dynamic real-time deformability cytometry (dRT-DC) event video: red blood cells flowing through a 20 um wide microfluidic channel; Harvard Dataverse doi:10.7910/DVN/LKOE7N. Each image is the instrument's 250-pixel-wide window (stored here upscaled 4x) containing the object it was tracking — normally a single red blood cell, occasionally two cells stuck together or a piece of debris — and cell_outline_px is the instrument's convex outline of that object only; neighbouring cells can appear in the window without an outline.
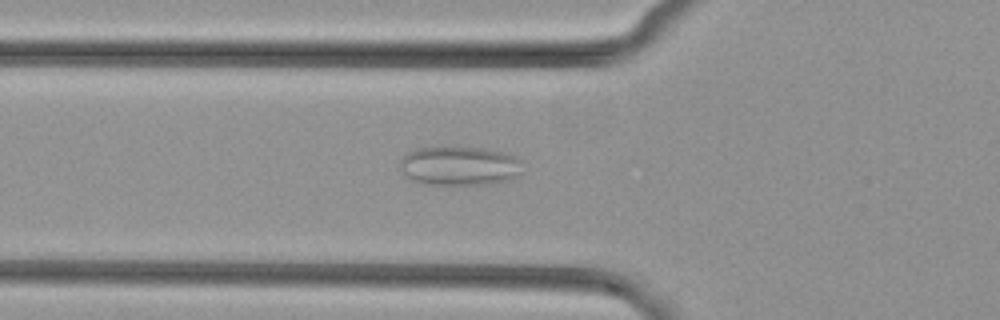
{"species": "common noctule bat (a hibernating species)", "species_latin": "Nyctalus noctula", "temperature_condition": "cold", "stored_images_in_passage": 53, "camera_frame_rate_fps": 3000, "um_per_image_px": 0.085, "animal": {"sex": "female", "body_mass_g": 29.2, "forearm_length_mm": 56.3}, "frame": {"image": 1, "passage_image": 20, "time_ms": 6.333, "image_size_px": [1000, 320], "cell_outline_px": [[520, 172], [516, 176], [508, 180], [488, 184], [424, 184], [412, 180], [400, 168], [400, 160], [408, 152], [416, 148], [484, 148], [504, 152], [516, 156], [520, 160]], "centroid_in_image_um": [39.06, 14.1], "position_along_channel_um": 86.7, "area_um2": 27.57}}
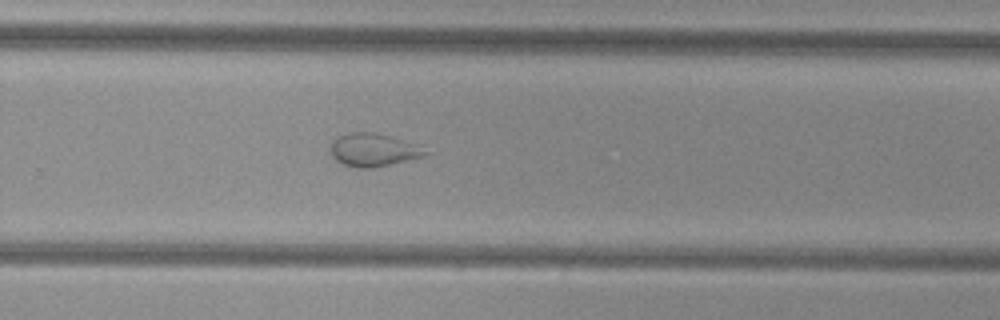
{"frame": {"image": 2, "passage_image": 36, "time_ms": 11.667, "image_size_px": [1000, 320], "cell_outline_px": [[432, 152], [424, 156], [372, 168], [356, 168], [344, 164], [336, 160], [332, 156], [332, 140], [348, 132], [376, 132], [392, 136]], "centroid_in_image_um": [31.72, 12.74], "position_along_channel_um": 298.1, "area_um2": 17.98}}
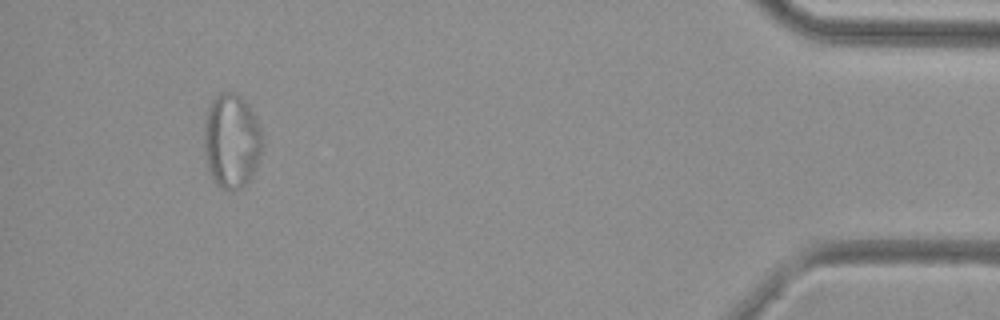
{"frame": {"image": 3, "passage_image": 50, "time_ms": 16.333, "image_size_px": [1000, 320], "cell_outline_px": [[260, 152], [252, 176], [240, 188], [232, 192], [216, 184], [208, 168], [204, 148], [204, 132], [208, 104], [220, 92], [236, 92], [248, 104], [260, 128]], "centroid_in_image_um": [19.65, 11.96], "position_along_channel_um": 415.6, "area_um2": 31.62}}